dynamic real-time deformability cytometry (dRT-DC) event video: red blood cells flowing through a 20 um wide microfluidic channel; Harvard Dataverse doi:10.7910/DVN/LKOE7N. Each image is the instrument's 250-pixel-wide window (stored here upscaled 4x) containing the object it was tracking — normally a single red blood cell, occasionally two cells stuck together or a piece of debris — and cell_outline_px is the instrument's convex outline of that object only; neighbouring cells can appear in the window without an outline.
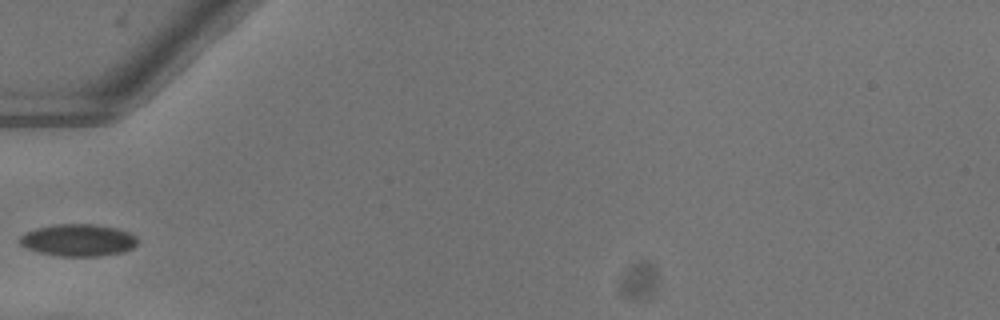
{"species": "common noctule bat (a hibernating species)", "species_latin": "Nyctalus noctula", "temperature_condition": "warm", "stored_images_in_passage": 9, "camera_frame_rate_fps": 3000, "um_per_image_px": 0.085, "animal": {"sex": "female"}, "frame": {"image": 1, "passage_image": 1, "time_ms": 0.0, "image_size_px": [1000, 320], "cell_outline_px": [[136, 244], [132, 248], [124, 252], [96, 256], [56, 256], [24, 248], [16, 240], [20, 236], [36, 228], [56, 224], [92, 224], [116, 228], [128, 232], [136, 236]], "centroid_in_image_um": [6.61, 20.42], "position_along_channel_um": 78.4, "area_um2": 22.02}}
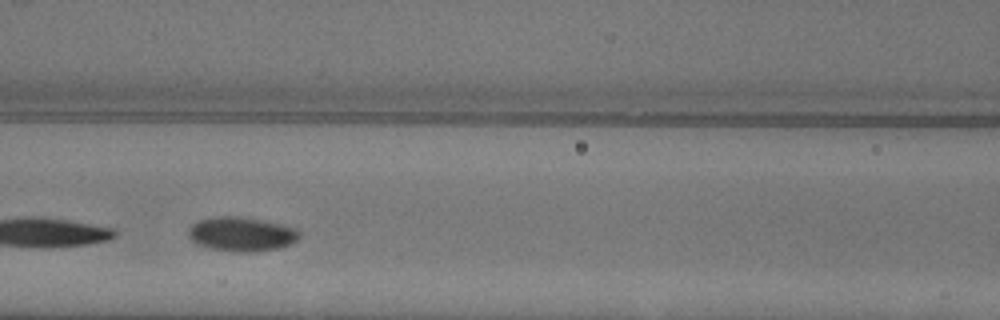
{"frame": {"image": 2, "passage_image": 6, "time_ms": 1.667, "image_size_px": [1000, 320], "cell_outline_px": [[300, 236], [296, 240], [288, 244], [276, 248], [248, 252], [232, 252], [212, 248], [196, 244], [188, 236], [188, 228], [192, 224], [200, 220], [216, 216], [240, 216], [280, 224], [296, 228], [300, 232]], "centroid_in_image_um": [20.49, 19.89], "position_along_channel_um": 146.1, "area_um2": 21.96}}